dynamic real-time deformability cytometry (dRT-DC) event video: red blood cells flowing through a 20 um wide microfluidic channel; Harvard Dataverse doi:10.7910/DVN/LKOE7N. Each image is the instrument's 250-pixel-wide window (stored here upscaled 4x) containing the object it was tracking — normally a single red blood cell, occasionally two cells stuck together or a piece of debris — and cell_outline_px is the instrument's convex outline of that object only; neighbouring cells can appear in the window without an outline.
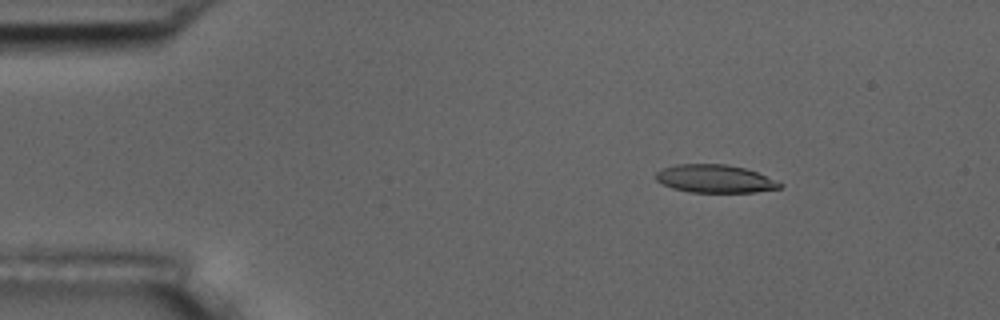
{"species": "common noctule bat (a hibernating species)", "species_latin": "Nyctalus noctula", "temperature_condition": "room temperature", "stored_images_in_passage": 5, "camera_frame_rate_fps": 3000, "um_per_image_px": 0.085, "animal": {"sex": "male", "body_mass_g": 17.5, "forearm_length_mm": 52.3}, "frame": {"image": 1, "passage_image": 3, "time_ms": 2.333, "image_size_px": [1000, 320], "cell_outline_px": [[784, 184], [780, 188], [756, 192], [688, 192], [672, 188], [656, 180], [656, 172], [664, 168], [676, 164], [724, 164], [744, 168], [756, 172], [776, 180]], "centroid_in_image_um": [60.77, 15.2], "position_along_channel_um": 24.2, "area_um2": 20.11}}